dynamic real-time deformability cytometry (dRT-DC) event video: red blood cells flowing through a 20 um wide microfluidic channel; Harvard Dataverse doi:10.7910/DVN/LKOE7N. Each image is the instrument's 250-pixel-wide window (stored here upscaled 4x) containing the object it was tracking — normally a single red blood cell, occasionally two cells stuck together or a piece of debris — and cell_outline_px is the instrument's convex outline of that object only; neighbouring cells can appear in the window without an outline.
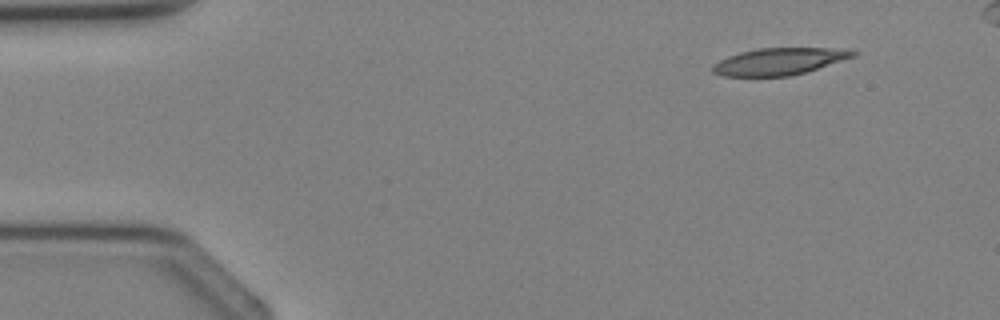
{"species": "Egyptian fruit bat (a non-hibernating species)", "species_latin": "Rousettus aegyptiacus", "temperature_condition": "cold", "stored_images_in_passage": 3, "camera_frame_rate_fps": 3000, "um_per_image_px": 0.085, "animal": {"sex": "female"}, "frame": {"image": 1, "passage_image": 1, "time_ms": 0.0, "image_size_px": [1000, 320], "cell_outline_px": [[860, 52], [856, 56], [792, 76], [724, 76], [712, 72], [712, 64], [728, 56], [740, 52], [756, 48], [828, 48]], "centroid_in_image_um": [66.2, 5.22], "position_along_channel_um": 18.8, "area_um2": 21.91}}